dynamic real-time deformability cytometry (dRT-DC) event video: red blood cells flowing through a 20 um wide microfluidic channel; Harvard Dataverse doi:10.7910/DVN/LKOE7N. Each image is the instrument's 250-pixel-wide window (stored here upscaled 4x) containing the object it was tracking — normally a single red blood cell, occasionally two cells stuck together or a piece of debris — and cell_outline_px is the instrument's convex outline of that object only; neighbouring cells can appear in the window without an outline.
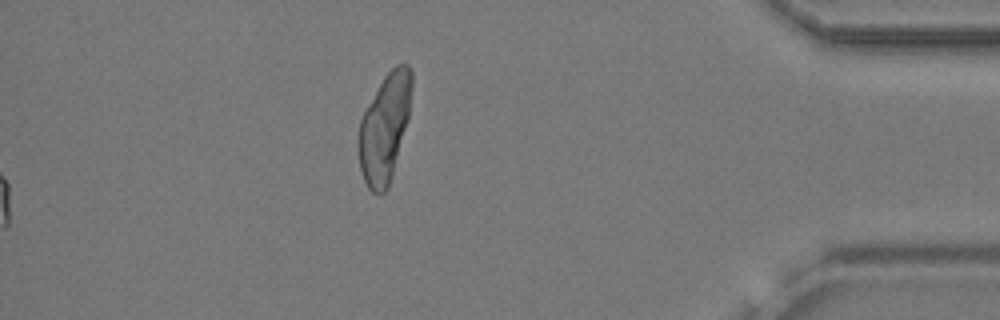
{"species": "common noctule bat (a hibernating species)", "species_latin": "Nyctalus noctula", "temperature_condition": "cold", "stored_images_in_passage": 45, "segment_of_instrument_passage": [2, 2], "camera_frame_rate_fps": 3000, "um_per_image_px": 0.085, "animal": {"sex": "female", "body_mass_g": 24.6, "forearm_length_mm": 56.2}, "frame": {"image": 1, "passage_image": 45, "time_ms": 14.667, "image_size_px": [1000, 320], "cell_outline_px": [[412, 84], [408, 120], [388, 188], [380, 196], [372, 192], [368, 188], [364, 180], [360, 168], [356, 144], [360, 120], [364, 112], [384, 76], [396, 64], [408, 64], [412, 72]], "centroid_in_image_um": [32.67, 10.89], "position_along_channel_um": 402.5, "area_um2": 33.52}}